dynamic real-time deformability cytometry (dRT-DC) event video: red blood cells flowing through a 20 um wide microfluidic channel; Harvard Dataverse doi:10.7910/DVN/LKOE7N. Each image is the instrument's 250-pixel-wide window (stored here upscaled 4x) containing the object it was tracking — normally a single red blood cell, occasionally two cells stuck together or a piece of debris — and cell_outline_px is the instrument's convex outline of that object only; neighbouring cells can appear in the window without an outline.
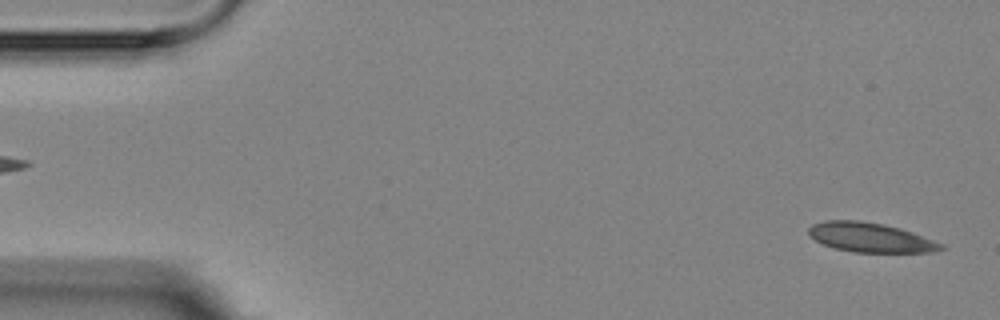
{"species": "Egyptian fruit bat (a non-hibernating species)", "species_latin": "Rousettus aegyptiacus", "temperature_condition": "room temperature", "stored_images_in_passage": 2, "segment_of_instrument_passage": [2, 2], "camera_frame_rate_fps": 3000, "um_per_image_px": 0.085, "animal": {"sex": "female"}, "frame": {"image": 1, "passage_image": 2, "time_ms": 1.0, "image_size_px": [1000, 320], "cell_outline_px": [[944, 248], [932, 252], [852, 252], [836, 248], [824, 244], [808, 236], [808, 228], [812, 224], [824, 220], [860, 220], [884, 224], [900, 228], [912, 232], [944, 244]], "centroid_in_image_um": [73.96, 20.17], "position_along_channel_um": 11.0, "area_um2": 22.72}}